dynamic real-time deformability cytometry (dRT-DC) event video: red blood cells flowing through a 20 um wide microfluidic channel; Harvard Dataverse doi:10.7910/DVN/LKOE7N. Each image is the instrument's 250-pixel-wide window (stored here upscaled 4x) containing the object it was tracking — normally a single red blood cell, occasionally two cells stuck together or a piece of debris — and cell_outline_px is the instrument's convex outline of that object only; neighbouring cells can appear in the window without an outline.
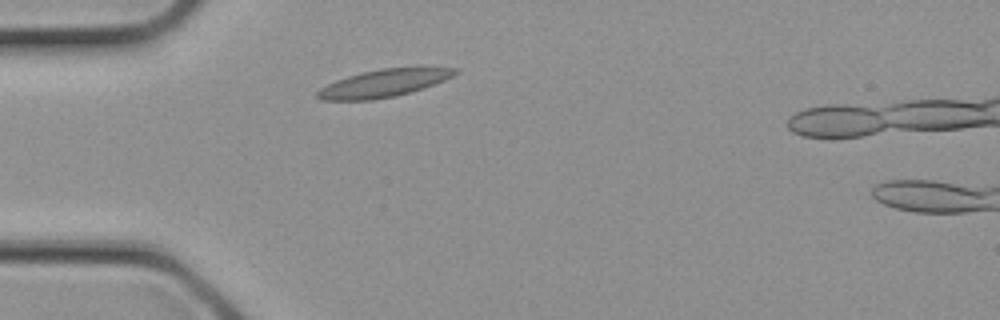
{"species": "common noctule bat (a hibernating species)", "species_latin": "Nyctalus noctula", "temperature_condition": "cold", "stored_images_in_passage": 3, "camera_frame_rate_fps": 3000, "um_per_image_px": 0.085, "animal": {"sex": "female", "body_mass_g": 21.9}, "frame": {"image": 1, "passage_image": 2, "time_ms": 0.333, "image_size_px": [1000, 320], "cell_outline_px": [[460, 72], [444, 80], [424, 88], [396, 96], [372, 100], [320, 100], [316, 96], [316, 92], [320, 88], [336, 80], [360, 72], [380, 68], [456, 68]], "centroid_in_image_um": [32.57, 7.08], "position_along_channel_um": 52.4, "area_um2": 21.96}}